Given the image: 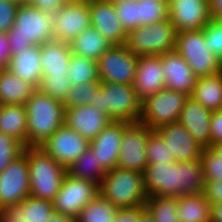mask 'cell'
Here are the masks:
<instances>
[{
    "instance_id": "6da1fadb",
    "label": "cell",
    "mask_w": 222,
    "mask_h": 222,
    "mask_svg": "<svg viewBox=\"0 0 222 222\" xmlns=\"http://www.w3.org/2000/svg\"><path fill=\"white\" fill-rule=\"evenodd\" d=\"M143 179L147 196L179 197L205 192L201 159L148 164Z\"/></svg>"
},
{
    "instance_id": "7a4b0ae2",
    "label": "cell",
    "mask_w": 222,
    "mask_h": 222,
    "mask_svg": "<svg viewBox=\"0 0 222 222\" xmlns=\"http://www.w3.org/2000/svg\"><path fill=\"white\" fill-rule=\"evenodd\" d=\"M52 14L21 2L17 8L15 23L7 32L12 55L24 52L31 45L41 46L53 40Z\"/></svg>"
},
{
    "instance_id": "3957f363",
    "label": "cell",
    "mask_w": 222,
    "mask_h": 222,
    "mask_svg": "<svg viewBox=\"0 0 222 222\" xmlns=\"http://www.w3.org/2000/svg\"><path fill=\"white\" fill-rule=\"evenodd\" d=\"M27 113V147H39L64 124L62 101L36 89L25 103Z\"/></svg>"
},
{
    "instance_id": "277c9868",
    "label": "cell",
    "mask_w": 222,
    "mask_h": 222,
    "mask_svg": "<svg viewBox=\"0 0 222 222\" xmlns=\"http://www.w3.org/2000/svg\"><path fill=\"white\" fill-rule=\"evenodd\" d=\"M98 190L105 200L118 209L145 206L148 197L143 173L118 167L105 174Z\"/></svg>"
},
{
    "instance_id": "5b68a950",
    "label": "cell",
    "mask_w": 222,
    "mask_h": 222,
    "mask_svg": "<svg viewBox=\"0 0 222 222\" xmlns=\"http://www.w3.org/2000/svg\"><path fill=\"white\" fill-rule=\"evenodd\" d=\"M29 164L30 196L53 201L59 192L66 168L39 147H25Z\"/></svg>"
},
{
    "instance_id": "8992f818",
    "label": "cell",
    "mask_w": 222,
    "mask_h": 222,
    "mask_svg": "<svg viewBox=\"0 0 222 222\" xmlns=\"http://www.w3.org/2000/svg\"><path fill=\"white\" fill-rule=\"evenodd\" d=\"M90 105L96 106L112 121H140L142 100L132 85L101 82Z\"/></svg>"
},
{
    "instance_id": "52a82bcc",
    "label": "cell",
    "mask_w": 222,
    "mask_h": 222,
    "mask_svg": "<svg viewBox=\"0 0 222 222\" xmlns=\"http://www.w3.org/2000/svg\"><path fill=\"white\" fill-rule=\"evenodd\" d=\"M175 50L188 63L197 78L222 71V61L210 51L203 29L177 33Z\"/></svg>"
},
{
    "instance_id": "ba28073f",
    "label": "cell",
    "mask_w": 222,
    "mask_h": 222,
    "mask_svg": "<svg viewBox=\"0 0 222 222\" xmlns=\"http://www.w3.org/2000/svg\"><path fill=\"white\" fill-rule=\"evenodd\" d=\"M177 31L169 19L127 33L125 45L138 57L175 50Z\"/></svg>"
},
{
    "instance_id": "9c48e42d",
    "label": "cell",
    "mask_w": 222,
    "mask_h": 222,
    "mask_svg": "<svg viewBox=\"0 0 222 222\" xmlns=\"http://www.w3.org/2000/svg\"><path fill=\"white\" fill-rule=\"evenodd\" d=\"M189 97L184 92L165 87L142 101L140 122L147 125L151 130L178 122L182 108Z\"/></svg>"
},
{
    "instance_id": "30bf717a",
    "label": "cell",
    "mask_w": 222,
    "mask_h": 222,
    "mask_svg": "<svg viewBox=\"0 0 222 222\" xmlns=\"http://www.w3.org/2000/svg\"><path fill=\"white\" fill-rule=\"evenodd\" d=\"M139 57L125 44H113L97 60L100 82L132 85Z\"/></svg>"
},
{
    "instance_id": "8fae6325",
    "label": "cell",
    "mask_w": 222,
    "mask_h": 222,
    "mask_svg": "<svg viewBox=\"0 0 222 222\" xmlns=\"http://www.w3.org/2000/svg\"><path fill=\"white\" fill-rule=\"evenodd\" d=\"M152 130L142 122L125 125L120 145L117 167L143 173L148 165L146 147L149 133Z\"/></svg>"
},
{
    "instance_id": "7c38bea8",
    "label": "cell",
    "mask_w": 222,
    "mask_h": 222,
    "mask_svg": "<svg viewBox=\"0 0 222 222\" xmlns=\"http://www.w3.org/2000/svg\"><path fill=\"white\" fill-rule=\"evenodd\" d=\"M98 185L88 180L65 175L53 200L56 213L75 217L98 194Z\"/></svg>"
},
{
    "instance_id": "4fadbf2b",
    "label": "cell",
    "mask_w": 222,
    "mask_h": 222,
    "mask_svg": "<svg viewBox=\"0 0 222 222\" xmlns=\"http://www.w3.org/2000/svg\"><path fill=\"white\" fill-rule=\"evenodd\" d=\"M29 164L23 153L0 172V209L15 206L29 193Z\"/></svg>"
},
{
    "instance_id": "5bb4252c",
    "label": "cell",
    "mask_w": 222,
    "mask_h": 222,
    "mask_svg": "<svg viewBox=\"0 0 222 222\" xmlns=\"http://www.w3.org/2000/svg\"><path fill=\"white\" fill-rule=\"evenodd\" d=\"M89 143L87 138L63 124L40 147L68 168L88 149Z\"/></svg>"
},
{
    "instance_id": "9a60e30c",
    "label": "cell",
    "mask_w": 222,
    "mask_h": 222,
    "mask_svg": "<svg viewBox=\"0 0 222 222\" xmlns=\"http://www.w3.org/2000/svg\"><path fill=\"white\" fill-rule=\"evenodd\" d=\"M53 39L70 43L91 26L89 2L64 3L52 14Z\"/></svg>"
},
{
    "instance_id": "2e32d148",
    "label": "cell",
    "mask_w": 222,
    "mask_h": 222,
    "mask_svg": "<svg viewBox=\"0 0 222 222\" xmlns=\"http://www.w3.org/2000/svg\"><path fill=\"white\" fill-rule=\"evenodd\" d=\"M168 19L177 33L203 29L211 20L209 0H168Z\"/></svg>"
},
{
    "instance_id": "e0dca14e",
    "label": "cell",
    "mask_w": 222,
    "mask_h": 222,
    "mask_svg": "<svg viewBox=\"0 0 222 222\" xmlns=\"http://www.w3.org/2000/svg\"><path fill=\"white\" fill-rule=\"evenodd\" d=\"M127 123L124 121H111L89 143L88 148L93 152L106 172L117 167L120 145Z\"/></svg>"
},
{
    "instance_id": "ac0fdd59",
    "label": "cell",
    "mask_w": 222,
    "mask_h": 222,
    "mask_svg": "<svg viewBox=\"0 0 222 222\" xmlns=\"http://www.w3.org/2000/svg\"><path fill=\"white\" fill-rule=\"evenodd\" d=\"M170 150L174 162L201 159L204 147L194 140L191 133L179 122L163 125L156 129Z\"/></svg>"
},
{
    "instance_id": "d6986e66",
    "label": "cell",
    "mask_w": 222,
    "mask_h": 222,
    "mask_svg": "<svg viewBox=\"0 0 222 222\" xmlns=\"http://www.w3.org/2000/svg\"><path fill=\"white\" fill-rule=\"evenodd\" d=\"M91 26L113 44H125L127 33L118 18L113 2L89 0Z\"/></svg>"
},
{
    "instance_id": "ffe728a7",
    "label": "cell",
    "mask_w": 222,
    "mask_h": 222,
    "mask_svg": "<svg viewBox=\"0 0 222 222\" xmlns=\"http://www.w3.org/2000/svg\"><path fill=\"white\" fill-rule=\"evenodd\" d=\"M112 120L94 105H81L65 109L64 124L93 140Z\"/></svg>"
},
{
    "instance_id": "44dd1931",
    "label": "cell",
    "mask_w": 222,
    "mask_h": 222,
    "mask_svg": "<svg viewBox=\"0 0 222 222\" xmlns=\"http://www.w3.org/2000/svg\"><path fill=\"white\" fill-rule=\"evenodd\" d=\"M132 86L142 101L166 87L160 55L139 57Z\"/></svg>"
},
{
    "instance_id": "7402d4cb",
    "label": "cell",
    "mask_w": 222,
    "mask_h": 222,
    "mask_svg": "<svg viewBox=\"0 0 222 222\" xmlns=\"http://www.w3.org/2000/svg\"><path fill=\"white\" fill-rule=\"evenodd\" d=\"M160 57L166 88L184 92L191 96L197 77L188 63L176 50L168 51Z\"/></svg>"
},
{
    "instance_id": "603a6c76",
    "label": "cell",
    "mask_w": 222,
    "mask_h": 222,
    "mask_svg": "<svg viewBox=\"0 0 222 222\" xmlns=\"http://www.w3.org/2000/svg\"><path fill=\"white\" fill-rule=\"evenodd\" d=\"M54 213L53 201L28 196L15 206L0 209V222H47Z\"/></svg>"
},
{
    "instance_id": "cb8c5ba5",
    "label": "cell",
    "mask_w": 222,
    "mask_h": 222,
    "mask_svg": "<svg viewBox=\"0 0 222 222\" xmlns=\"http://www.w3.org/2000/svg\"><path fill=\"white\" fill-rule=\"evenodd\" d=\"M211 114L212 111L189 97L178 119V122L191 133L194 140L204 148L210 147Z\"/></svg>"
},
{
    "instance_id": "d4e9b609",
    "label": "cell",
    "mask_w": 222,
    "mask_h": 222,
    "mask_svg": "<svg viewBox=\"0 0 222 222\" xmlns=\"http://www.w3.org/2000/svg\"><path fill=\"white\" fill-rule=\"evenodd\" d=\"M8 70L38 89L42 79L40 46L31 45L24 52L12 55Z\"/></svg>"
},
{
    "instance_id": "484cf974",
    "label": "cell",
    "mask_w": 222,
    "mask_h": 222,
    "mask_svg": "<svg viewBox=\"0 0 222 222\" xmlns=\"http://www.w3.org/2000/svg\"><path fill=\"white\" fill-rule=\"evenodd\" d=\"M40 52L42 77L67 75L72 55L69 43L53 39L41 45Z\"/></svg>"
},
{
    "instance_id": "4316f807",
    "label": "cell",
    "mask_w": 222,
    "mask_h": 222,
    "mask_svg": "<svg viewBox=\"0 0 222 222\" xmlns=\"http://www.w3.org/2000/svg\"><path fill=\"white\" fill-rule=\"evenodd\" d=\"M0 132L27 147V113L25 105L1 104Z\"/></svg>"
},
{
    "instance_id": "83f0119b",
    "label": "cell",
    "mask_w": 222,
    "mask_h": 222,
    "mask_svg": "<svg viewBox=\"0 0 222 222\" xmlns=\"http://www.w3.org/2000/svg\"><path fill=\"white\" fill-rule=\"evenodd\" d=\"M112 45L100 32L90 26L70 43L72 54L97 61Z\"/></svg>"
},
{
    "instance_id": "f1b7e54d",
    "label": "cell",
    "mask_w": 222,
    "mask_h": 222,
    "mask_svg": "<svg viewBox=\"0 0 222 222\" xmlns=\"http://www.w3.org/2000/svg\"><path fill=\"white\" fill-rule=\"evenodd\" d=\"M190 97L212 112L222 110V71L198 77Z\"/></svg>"
},
{
    "instance_id": "f546056e",
    "label": "cell",
    "mask_w": 222,
    "mask_h": 222,
    "mask_svg": "<svg viewBox=\"0 0 222 222\" xmlns=\"http://www.w3.org/2000/svg\"><path fill=\"white\" fill-rule=\"evenodd\" d=\"M36 88L8 69L0 70V104L25 105Z\"/></svg>"
},
{
    "instance_id": "4dcf8cb0",
    "label": "cell",
    "mask_w": 222,
    "mask_h": 222,
    "mask_svg": "<svg viewBox=\"0 0 222 222\" xmlns=\"http://www.w3.org/2000/svg\"><path fill=\"white\" fill-rule=\"evenodd\" d=\"M180 222H211V204L204 194L177 197Z\"/></svg>"
},
{
    "instance_id": "1f68e13d",
    "label": "cell",
    "mask_w": 222,
    "mask_h": 222,
    "mask_svg": "<svg viewBox=\"0 0 222 222\" xmlns=\"http://www.w3.org/2000/svg\"><path fill=\"white\" fill-rule=\"evenodd\" d=\"M66 171L69 176L91 181L98 186L107 173L89 148Z\"/></svg>"
},
{
    "instance_id": "d6a6232c",
    "label": "cell",
    "mask_w": 222,
    "mask_h": 222,
    "mask_svg": "<svg viewBox=\"0 0 222 222\" xmlns=\"http://www.w3.org/2000/svg\"><path fill=\"white\" fill-rule=\"evenodd\" d=\"M117 209L99 193L76 216V222H115Z\"/></svg>"
},
{
    "instance_id": "836d02e7",
    "label": "cell",
    "mask_w": 222,
    "mask_h": 222,
    "mask_svg": "<svg viewBox=\"0 0 222 222\" xmlns=\"http://www.w3.org/2000/svg\"><path fill=\"white\" fill-rule=\"evenodd\" d=\"M67 76L72 85L95 82L99 80L97 61L72 54Z\"/></svg>"
},
{
    "instance_id": "e575fe53",
    "label": "cell",
    "mask_w": 222,
    "mask_h": 222,
    "mask_svg": "<svg viewBox=\"0 0 222 222\" xmlns=\"http://www.w3.org/2000/svg\"><path fill=\"white\" fill-rule=\"evenodd\" d=\"M144 207L156 222H180L177 215V197L148 196Z\"/></svg>"
},
{
    "instance_id": "d590c367",
    "label": "cell",
    "mask_w": 222,
    "mask_h": 222,
    "mask_svg": "<svg viewBox=\"0 0 222 222\" xmlns=\"http://www.w3.org/2000/svg\"><path fill=\"white\" fill-rule=\"evenodd\" d=\"M138 28L168 19V0H137Z\"/></svg>"
},
{
    "instance_id": "8d00e7d4",
    "label": "cell",
    "mask_w": 222,
    "mask_h": 222,
    "mask_svg": "<svg viewBox=\"0 0 222 222\" xmlns=\"http://www.w3.org/2000/svg\"><path fill=\"white\" fill-rule=\"evenodd\" d=\"M100 87V80L72 85L71 89L68 91V95L63 101L65 109L91 104L95 97V93L100 89Z\"/></svg>"
},
{
    "instance_id": "74e56055",
    "label": "cell",
    "mask_w": 222,
    "mask_h": 222,
    "mask_svg": "<svg viewBox=\"0 0 222 222\" xmlns=\"http://www.w3.org/2000/svg\"><path fill=\"white\" fill-rule=\"evenodd\" d=\"M146 155L148 164L155 162H174L170 158V150L168 144L164 142L162 136L156 130H152L149 133L147 139Z\"/></svg>"
},
{
    "instance_id": "f35d334b",
    "label": "cell",
    "mask_w": 222,
    "mask_h": 222,
    "mask_svg": "<svg viewBox=\"0 0 222 222\" xmlns=\"http://www.w3.org/2000/svg\"><path fill=\"white\" fill-rule=\"evenodd\" d=\"M71 86L70 78L67 75L42 77L38 90L63 102Z\"/></svg>"
},
{
    "instance_id": "ab89813d",
    "label": "cell",
    "mask_w": 222,
    "mask_h": 222,
    "mask_svg": "<svg viewBox=\"0 0 222 222\" xmlns=\"http://www.w3.org/2000/svg\"><path fill=\"white\" fill-rule=\"evenodd\" d=\"M201 163L205 183L222 180V156L212 147L202 150Z\"/></svg>"
},
{
    "instance_id": "60d3db41",
    "label": "cell",
    "mask_w": 222,
    "mask_h": 222,
    "mask_svg": "<svg viewBox=\"0 0 222 222\" xmlns=\"http://www.w3.org/2000/svg\"><path fill=\"white\" fill-rule=\"evenodd\" d=\"M113 3L126 33L138 28V1L119 0Z\"/></svg>"
},
{
    "instance_id": "b9f144b4",
    "label": "cell",
    "mask_w": 222,
    "mask_h": 222,
    "mask_svg": "<svg viewBox=\"0 0 222 222\" xmlns=\"http://www.w3.org/2000/svg\"><path fill=\"white\" fill-rule=\"evenodd\" d=\"M25 146L16 139L0 132V172L23 154Z\"/></svg>"
},
{
    "instance_id": "7bdbcfd3",
    "label": "cell",
    "mask_w": 222,
    "mask_h": 222,
    "mask_svg": "<svg viewBox=\"0 0 222 222\" xmlns=\"http://www.w3.org/2000/svg\"><path fill=\"white\" fill-rule=\"evenodd\" d=\"M203 31L210 51L222 61V20L211 19Z\"/></svg>"
},
{
    "instance_id": "ee69618b",
    "label": "cell",
    "mask_w": 222,
    "mask_h": 222,
    "mask_svg": "<svg viewBox=\"0 0 222 222\" xmlns=\"http://www.w3.org/2000/svg\"><path fill=\"white\" fill-rule=\"evenodd\" d=\"M19 0H0V32H8L15 23Z\"/></svg>"
},
{
    "instance_id": "f6af8a7d",
    "label": "cell",
    "mask_w": 222,
    "mask_h": 222,
    "mask_svg": "<svg viewBox=\"0 0 222 222\" xmlns=\"http://www.w3.org/2000/svg\"><path fill=\"white\" fill-rule=\"evenodd\" d=\"M222 143V110L213 111L210 121V147Z\"/></svg>"
},
{
    "instance_id": "bcb514c9",
    "label": "cell",
    "mask_w": 222,
    "mask_h": 222,
    "mask_svg": "<svg viewBox=\"0 0 222 222\" xmlns=\"http://www.w3.org/2000/svg\"><path fill=\"white\" fill-rule=\"evenodd\" d=\"M204 195L210 204L222 202V180L207 181Z\"/></svg>"
},
{
    "instance_id": "7dc6e473",
    "label": "cell",
    "mask_w": 222,
    "mask_h": 222,
    "mask_svg": "<svg viewBox=\"0 0 222 222\" xmlns=\"http://www.w3.org/2000/svg\"><path fill=\"white\" fill-rule=\"evenodd\" d=\"M11 56L7 32H0V70L8 69Z\"/></svg>"
},
{
    "instance_id": "c3c4849f",
    "label": "cell",
    "mask_w": 222,
    "mask_h": 222,
    "mask_svg": "<svg viewBox=\"0 0 222 222\" xmlns=\"http://www.w3.org/2000/svg\"><path fill=\"white\" fill-rule=\"evenodd\" d=\"M25 2L49 14H53L64 4L63 0H26Z\"/></svg>"
},
{
    "instance_id": "681fc988",
    "label": "cell",
    "mask_w": 222,
    "mask_h": 222,
    "mask_svg": "<svg viewBox=\"0 0 222 222\" xmlns=\"http://www.w3.org/2000/svg\"><path fill=\"white\" fill-rule=\"evenodd\" d=\"M144 206L117 209L115 222H136Z\"/></svg>"
},
{
    "instance_id": "f907efd6",
    "label": "cell",
    "mask_w": 222,
    "mask_h": 222,
    "mask_svg": "<svg viewBox=\"0 0 222 222\" xmlns=\"http://www.w3.org/2000/svg\"><path fill=\"white\" fill-rule=\"evenodd\" d=\"M211 19L222 20V0H209Z\"/></svg>"
},
{
    "instance_id": "816d5d0a",
    "label": "cell",
    "mask_w": 222,
    "mask_h": 222,
    "mask_svg": "<svg viewBox=\"0 0 222 222\" xmlns=\"http://www.w3.org/2000/svg\"><path fill=\"white\" fill-rule=\"evenodd\" d=\"M211 222H222V202L211 204Z\"/></svg>"
},
{
    "instance_id": "f5cc1de1",
    "label": "cell",
    "mask_w": 222,
    "mask_h": 222,
    "mask_svg": "<svg viewBox=\"0 0 222 222\" xmlns=\"http://www.w3.org/2000/svg\"><path fill=\"white\" fill-rule=\"evenodd\" d=\"M47 222H76V218L55 212Z\"/></svg>"
},
{
    "instance_id": "db71d44e",
    "label": "cell",
    "mask_w": 222,
    "mask_h": 222,
    "mask_svg": "<svg viewBox=\"0 0 222 222\" xmlns=\"http://www.w3.org/2000/svg\"><path fill=\"white\" fill-rule=\"evenodd\" d=\"M136 222H156L152 214L144 208L140 213H139V218L136 220Z\"/></svg>"
},
{
    "instance_id": "11a10c76",
    "label": "cell",
    "mask_w": 222,
    "mask_h": 222,
    "mask_svg": "<svg viewBox=\"0 0 222 222\" xmlns=\"http://www.w3.org/2000/svg\"><path fill=\"white\" fill-rule=\"evenodd\" d=\"M212 148H213L220 156H222V143H218V144L212 146Z\"/></svg>"
},
{
    "instance_id": "9f6ffc18",
    "label": "cell",
    "mask_w": 222,
    "mask_h": 222,
    "mask_svg": "<svg viewBox=\"0 0 222 222\" xmlns=\"http://www.w3.org/2000/svg\"><path fill=\"white\" fill-rule=\"evenodd\" d=\"M64 3H81V2H89V0H63Z\"/></svg>"
},
{
    "instance_id": "6f0895ef",
    "label": "cell",
    "mask_w": 222,
    "mask_h": 222,
    "mask_svg": "<svg viewBox=\"0 0 222 222\" xmlns=\"http://www.w3.org/2000/svg\"><path fill=\"white\" fill-rule=\"evenodd\" d=\"M105 1L117 2V1H119V0H105Z\"/></svg>"
}]
</instances>
